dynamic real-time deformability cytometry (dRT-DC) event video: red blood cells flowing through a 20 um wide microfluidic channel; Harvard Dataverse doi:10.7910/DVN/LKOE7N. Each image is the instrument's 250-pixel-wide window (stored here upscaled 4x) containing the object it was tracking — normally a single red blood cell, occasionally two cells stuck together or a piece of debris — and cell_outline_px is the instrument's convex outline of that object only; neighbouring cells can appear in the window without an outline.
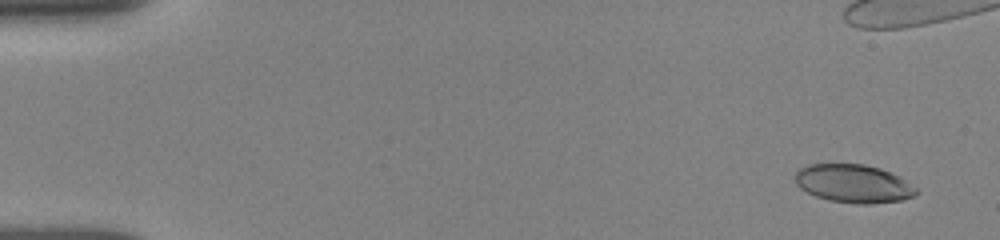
{"species": "human", "species_latin": "Homo sapiens", "temperature_condition": "room temperature", "stored_images_in_passage": 40, "camera_frame_rate_fps": 3000, "um_per_image_px": 0.085, "donor": {"sex": "female"}, "frame": {"image": 1, "passage_image": 3, "time_ms": 0.667, "image_size_px": [1000, 240], "cell_outline_px": [[920, 192], [912, 196], [900, 200], [872, 204], [856, 204], [828, 200], [816, 196], [800, 188], [796, 184], [796, 172], [800, 168], [808, 164], [864, 164], [880, 168], [900, 176], [920, 188]], "centroid_in_image_um": [72.6, 15.61], "position_along_channel_um": 12.4, "area_um2": 27.22}}
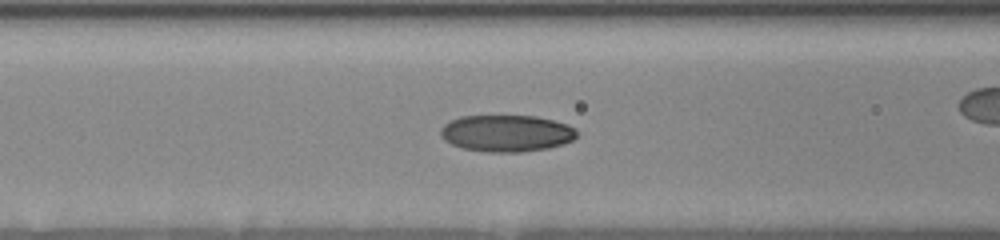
{"frame": {"image": 2, "passage_image": 27, "time_ms": 7.0, "image_size_px": [1000, 240], "cell_outline_px": [[576, 136], [572, 140], [564, 144], [548, 148], [520, 152], [488, 152], [460, 148], [444, 140], [440, 136], [440, 128], [444, 124], [460, 116], [536, 116], [568, 124], [576, 128]], "centroid_in_image_um": [43.04, 11.33], "position_along_channel_um": 123.6, "area_um2": 29.3}}
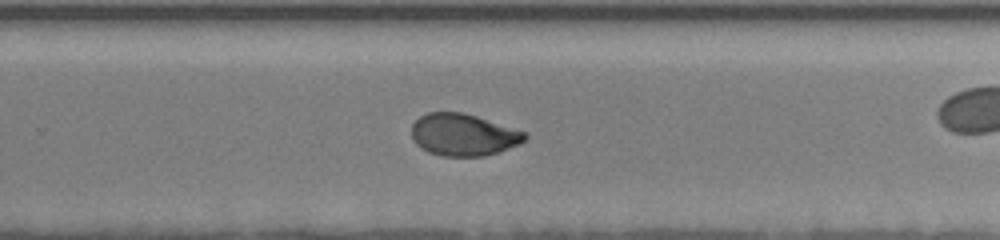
{"frame": {"image": 3, "passage_image": 37, "time_ms": 11.333, "image_size_px": [1000, 240], "cell_outline_px": [[528, 136], [520, 144], [484, 156], [444, 156], [428, 152], [416, 144], [412, 136], [412, 124], [420, 116], [428, 112], [464, 112], [528, 132]], "centroid_in_image_um": [39.4, 11.44], "position_along_channel_um": 290.4, "area_um2": 27.8}}